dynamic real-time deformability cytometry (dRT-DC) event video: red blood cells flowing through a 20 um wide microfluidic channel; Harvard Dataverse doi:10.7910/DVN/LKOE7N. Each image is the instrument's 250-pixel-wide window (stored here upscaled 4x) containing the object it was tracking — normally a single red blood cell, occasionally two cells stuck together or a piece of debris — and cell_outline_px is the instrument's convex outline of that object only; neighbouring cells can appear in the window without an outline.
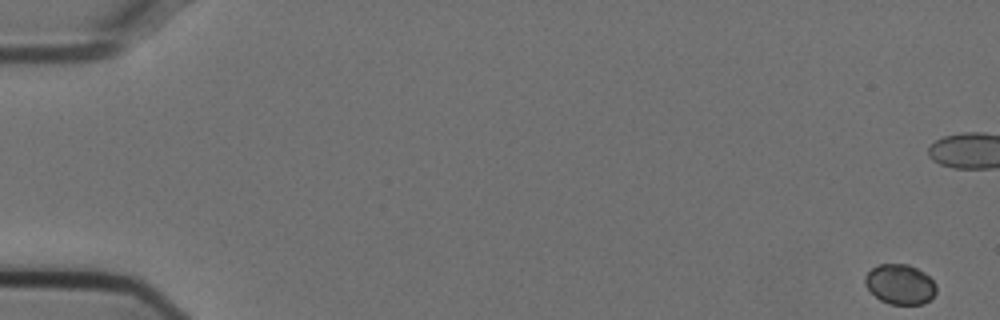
{"species": "Egyptian fruit bat (a non-hibernating species)", "species_latin": "Rousettus aegyptiacus", "temperature_condition": "cold", "stored_images_in_passage": 55, "camera_frame_rate_fps": 3000, "um_per_image_px": 0.085, "animal": {"sex": "female"}, "frame": {"image": 1, "passage_image": 1, "time_ms": 0.0, "image_size_px": [1000, 320], "cell_outline_px": [[936, 292], [924, 304], [888, 304], [880, 300], [864, 284], [864, 276], [872, 268], [880, 264], [908, 264], [924, 272], [936, 284]], "centroid_in_image_um": [76.49, 24.16], "position_along_channel_um": 8.5, "area_um2": 16.53}}